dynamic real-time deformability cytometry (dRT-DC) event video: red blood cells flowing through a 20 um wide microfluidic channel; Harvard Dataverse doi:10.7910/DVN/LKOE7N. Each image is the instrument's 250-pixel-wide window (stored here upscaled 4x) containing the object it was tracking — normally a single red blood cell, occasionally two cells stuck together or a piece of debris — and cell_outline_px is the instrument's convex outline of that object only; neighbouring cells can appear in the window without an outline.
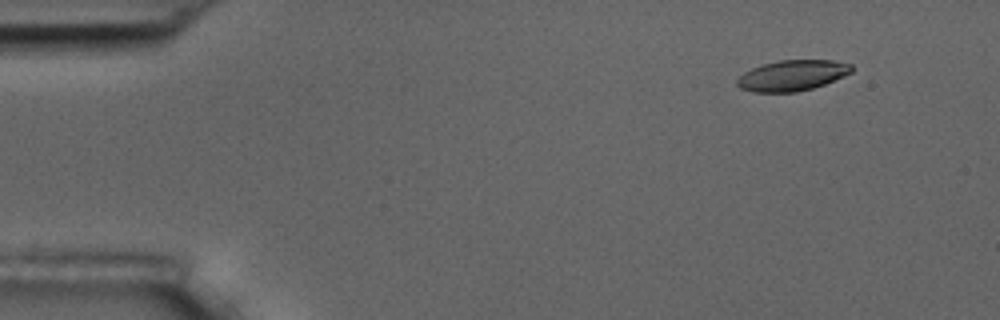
{"species": "common noctule bat (a hibernating species)", "species_latin": "Nyctalus noctula", "temperature_condition": "room temperature", "stored_images_in_passage": 4, "camera_frame_rate_fps": 3000, "um_per_image_px": 0.085, "animal": {"sex": "male", "body_mass_g": 17.5, "forearm_length_mm": 52.3}, "frame": {"image": 1, "passage_image": 1, "time_ms": 0.0, "image_size_px": [1000, 320], "cell_outline_px": [[852, 72], [844, 76], [824, 84], [812, 88], [796, 92], [752, 92], [740, 88], [736, 84], [736, 80], [744, 72], [752, 68], [764, 64], [780, 60], [832, 60], [852, 64]], "centroid_in_image_um": [67.33, 6.41], "position_along_channel_um": 17.7, "area_um2": 20.4}}
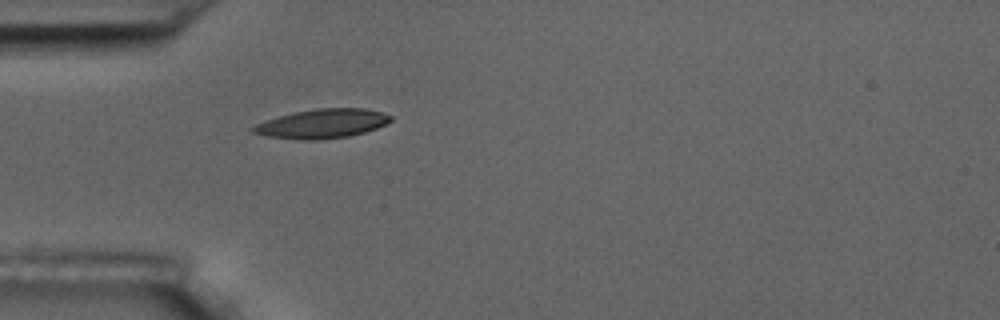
{"frame": {"image": 2, "passage_image": 4, "time_ms": 3.667, "image_size_px": [1000, 320], "cell_outline_px": [[392, 120], [376, 128], [364, 132], [348, 136], [320, 140], [300, 140], [268, 136], [252, 132], [248, 128], [264, 120], [292, 112], [316, 108], [364, 108], [380, 112], [392, 116]], "centroid_in_image_um": [27.33, 10.51], "position_along_channel_um": 57.7, "area_um2": 23.47}}